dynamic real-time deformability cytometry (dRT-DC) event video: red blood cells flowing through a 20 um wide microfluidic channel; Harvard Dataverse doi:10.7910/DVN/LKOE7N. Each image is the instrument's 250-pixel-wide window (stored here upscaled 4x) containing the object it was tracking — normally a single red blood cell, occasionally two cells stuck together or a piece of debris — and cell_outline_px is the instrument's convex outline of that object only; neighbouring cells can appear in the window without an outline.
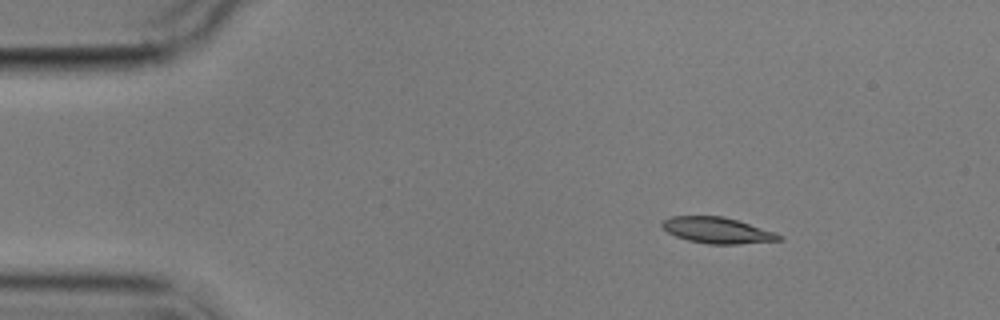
{"species": "common noctule bat (a hibernating species)", "species_latin": "Nyctalus noctula", "temperature_condition": "cold", "stored_images_in_passage": 3, "camera_frame_rate_fps": 3000, "um_per_image_px": 0.085, "animal": {"sex": "male", "body_mass_g": 17.9}, "frame": {"image": 1, "passage_image": 1, "time_ms": 0.0, "image_size_px": [1000, 320], "cell_outline_px": [[784, 240], [740, 244], [708, 244], [688, 240], [676, 236], [668, 232], [660, 224], [668, 216], [724, 216], [776, 232], [784, 236]], "centroid_in_image_um": [61.01, 19.58], "position_along_channel_um": 24.0, "area_um2": 17.86}}